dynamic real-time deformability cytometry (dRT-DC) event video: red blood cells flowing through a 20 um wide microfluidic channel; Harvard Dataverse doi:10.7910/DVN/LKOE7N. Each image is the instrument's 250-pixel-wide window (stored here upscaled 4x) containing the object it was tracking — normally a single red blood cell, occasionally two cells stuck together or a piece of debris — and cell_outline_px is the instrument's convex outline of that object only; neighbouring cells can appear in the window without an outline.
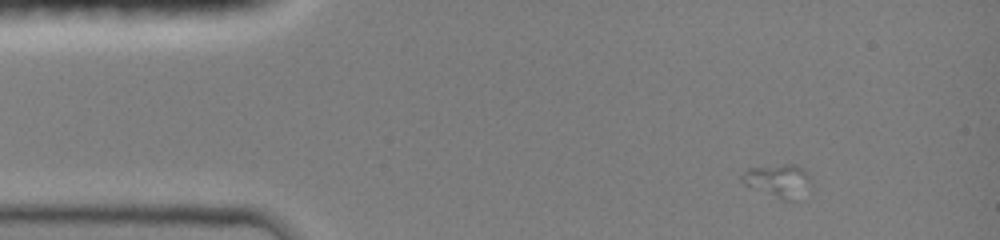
{"species": "common noctule bat (a hibernating species)", "species_latin": "Nyctalus noctula", "temperature_condition": "room temperature", "stored_images_in_passage": 14, "camera_frame_rate_fps": 3000, "um_per_image_px": 0.085, "animal": {"sex": "female", "body_mass_g": 19.0, "forearm_length_mm": 51.5}, "frame": {"image": 1, "passage_image": 1, "time_ms": 0.0, "image_size_px": [1000, 240], "cell_outline_px": [[804, 176], [792, 200], [784, 200], [744, 184], [740, 176], [748, 168], [788, 164], [792, 164], [800, 168], [804, 172]], "centroid_in_image_um": [65.87, 15.29], "position_along_channel_um": 19.1, "area_um2": 11.39}}
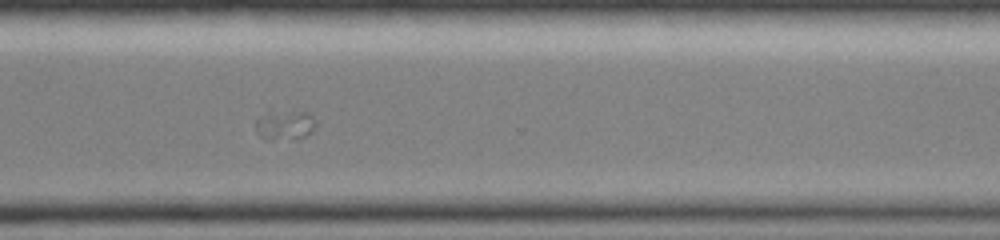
{"frame": {"image": 2, "passage_image": 14, "time_ms": 10.0, "image_size_px": [1000, 240], "cell_outline_px": [[316, 124], [312, 132], [304, 136], [292, 140], [268, 140], [260, 136], [256, 132], [256, 120], [268, 116], [292, 112], [312, 112], [316, 120]], "centroid_in_image_um": [24.31, 10.7], "position_along_channel_um": 346.3, "area_um2": 10.0}}